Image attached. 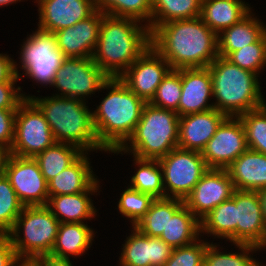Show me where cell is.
Listing matches in <instances>:
<instances>
[{
    "instance_id": "36",
    "label": "cell",
    "mask_w": 266,
    "mask_h": 266,
    "mask_svg": "<svg viewBox=\"0 0 266 266\" xmlns=\"http://www.w3.org/2000/svg\"><path fill=\"white\" fill-rule=\"evenodd\" d=\"M238 117L245 129L248 149L266 154V104Z\"/></svg>"
},
{
    "instance_id": "27",
    "label": "cell",
    "mask_w": 266,
    "mask_h": 266,
    "mask_svg": "<svg viewBox=\"0 0 266 266\" xmlns=\"http://www.w3.org/2000/svg\"><path fill=\"white\" fill-rule=\"evenodd\" d=\"M94 231L85 223H60L55 244L49 255L60 258L81 256L92 245Z\"/></svg>"
},
{
    "instance_id": "32",
    "label": "cell",
    "mask_w": 266,
    "mask_h": 266,
    "mask_svg": "<svg viewBox=\"0 0 266 266\" xmlns=\"http://www.w3.org/2000/svg\"><path fill=\"white\" fill-rule=\"evenodd\" d=\"M183 205L184 200L181 199L156 198L134 227L147 236L160 237L168 225L169 216H173Z\"/></svg>"
},
{
    "instance_id": "9",
    "label": "cell",
    "mask_w": 266,
    "mask_h": 266,
    "mask_svg": "<svg viewBox=\"0 0 266 266\" xmlns=\"http://www.w3.org/2000/svg\"><path fill=\"white\" fill-rule=\"evenodd\" d=\"M55 142L43 113L30 99H24L16 109L14 138L8 153L34 158Z\"/></svg>"
},
{
    "instance_id": "16",
    "label": "cell",
    "mask_w": 266,
    "mask_h": 266,
    "mask_svg": "<svg viewBox=\"0 0 266 266\" xmlns=\"http://www.w3.org/2000/svg\"><path fill=\"white\" fill-rule=\"evenodd\" d=\"M103 15L104 13L97 9L88 18L54 33L57 47L65 58H92Z\"/></svg>"
},
{
    "instance_id": "25",
    "label": "cell",
    "mask_w": 266,
    "mask_h": 266,
    "mask_svg": "<svg viewBox=\"0 0 266 266\" xmlns=\"http://www.w3.org/2000/svg\"><path fill=\"white\" fill-rule=\"evenodd\" d=\"M250 11L238 23L222 30L218 35V54L228 57L233 51L256 42L265 32L266 26Z\"/></svg>"
},
{
    "instance_id": "23",
    "label": "cell",
    "mask_w": 266,
    "mask_h": 266,
    "mask_svg": "<svg viewBox=\"0 0 266 266\" xmlns=\"http://www.w3.org/2000/svg\"><path fill=\"white\" fill-rule=\"evenodd\" d=\"M97 180L87 191L70 195L51 196L47 207L60 223H84L96 216L93 200L88 197L99 190Z\"/></svg>"
},
{
    "instance_id": "49",
    "label": "cell",
    "mask_w": 266,
    "mask_h": 266,
    "mask_svg": "<svg viewBox=\"0 0 266 266\" xmlns=\"http://www.w3.org/2000/svg\"><path fill=\"white\" fill-rule=\"evenodd\" d=\"M8 153L0 150V175L3 174V166Z\"/></svg>"
},
{
    "instance_id": "1",
    "label": "cell",
    "mask_w": 266,
    "mask_h": 266,
    "mask_svg": "<svg viewBox=\"0 0 266 266\" xmlns=\"http://www.w3.org/2000/svg\"><path fill=\"white\" fill-rule=\"evenodd\" d=\"M150 43L175 70L208 67L219 56L217 34L200 17L157 26Z\"/></svg>"
},
{
    "instance_id": "22",
    "label": "cell",
    "mask_w": 266,
    "mask_h": 266,
    "mask_svg": "<svg viewBox=\"0 0 266 266\" xmlns=\"http://www.w3.org/2000/svg\"><path fill=\"white\" fill-rule=\"evenodd\" d=\"M226 170L237 190L257 191L266 187V154L247 149Z\"/></svg>"
},
{
    "instance_id": "45",
    "label": "cell",
    "mask_w": 266,
    "mask_h": 266,
    "mask_svg": "<svg viewBox=\"0 0 266 266\" xmlns=\"http://www.w3.org/2000/svg\"><path fill=\"white\" fill-rule=\"evenodd\" d=\"M16 64L9 55L0 53V82L9 81L15 74L18 78L22 79Z\"/></svg>"
},
{
    "instance_id": "13",
    "label": "cell",
    "mask_w": 266,
    "mask_h": 266,
    "mask_svg": "<svg viewBox=\"0 0 266 266\" xmlns=\"http://www.w3.org/2000/svg\"><path fill=\"white\" fill-rule=\"evenodd\" d=\"M248 149L243 123L228 116L201 152L209 169H226Z\"/></svg>"
},
{
    "instance_id": "29",
    "label": "cell",
    "mask_w": 266,
    "mask_h": 266,
    "mask_svg": "<svg viewBox=\"0 0 266 266\" xmlns=\"http://www.w3.org/2000/svg\"><path fill=\"white\" fill-rule=\"evenodd\" d=\"M200 220L183 205L173 216H169L166 229L159 237L169 246L179 248L199 239Z\"/></svg>"
},
{
    "instance_id": "34",
    "label": "cell",
    "mask_w": 266,
    "mask_h": 266,
    "mask_svg": "<svg viewBox=\"0 0 266 266\" xmlns=\"http://www.w3.org/2000/svg\"><path fill=\"white\" fill-rule=\"evenodd\" d=\"M96 7L107 15L151 23L152 0H96Z\"/></svg>"
},
{
    "instance_id": "3",
    "label": "cell",
    "mask_w": 266,
    "mask_h": 266,
    "mask_svg": "<svg viewBox=\"0 0 266 266\" xmlns=\"http://www.w3.org/2000/svg\"><path fill=\"white\" fill-rule=\"evenodd\" d=\"M102 89L111 90L92 115L98 143L110 153L128 142L147 102L133 93L119 77L109 78Z\"/></svg>"
},
{
    "instance_id": "7",
    "label": "cell",
    "mask_w": 266,
    "mask_h": 266,
    "mask_svg": "<svg viewBox=\"0 0 266 266\" xmlns=\"http://www.w3.org/2000/svg\"><path fill=\"white\" fill-rule=\"evenodd\" d=\"M59 225L60 222L47 206H24L7 235L20 260H34L51 253ZM20 231L24 233L23 238Z\"/></svg>"
},
{
    "instance_id": "24",
    "label": "cell",
    "mask_w": 266,
    "mask_h": 266,
    "mask_svg": "<svg viewBox=\"0 0 266 266\" xmlns=\"http://www.w3.org/2000/svg\"><path fill=\"white\" fill-rule=\"evenodd\" d=\"M89 158L84 152L72 165L48 182L49 198L87 191L96 181Z\"/></svg>"
},
{
    "instance_id": "6",
    "label": "cell",
    "mask_w": 266,
    "mask_h": 266,
    "mask_svg": "<svg viewBox=\"0 0 266 266\" xmlns=\"http://www.w3.org/2000/svg\"><path fill=\"white\" fill-rule=\"evenodd\" d=\"M178 140V113L147 103L129 142L112 153L130 151L139 159L159 160L178 147Z\"/></svg>"
},
{
    "instance_id": "15",
    "label": "cell",
    "mask_w": 266,
    "mask_h": 266,
    "mask_svg": "<svg viewBox=\"0 0 266 266\" xmlns=\"http://www.w3.org/2000/svg\"><path fill=\"white\" fill-rule=\"evenodd\" d=\"M234 191L226 169H208L185 198L184 205L201 220L216 206L230 199Z\"/></svg>"
},
{
    "instance_id": "48",
    "label": "cell",
    "mask_w": 266,
    "mask_h": 266,
    "mask_svg": "<svg viewBox=\"0 0 266 266\" xmlns=\"http://www.w3.org/2000/svg\"><path fill=\"white\" fill-rule=\"evenodd\" d=\"M15 266H40V265L35 260L32 259H21L16 263Z\"/></svg>"
},
{
    "instance_id": "43",
    "label": "cell",
    "mask_w": 266,
    "mask_h": 266,
    "mask_svg": "<svg viewBox=\"0 0 266 266\" xmlns=\"http://www.w3.org/2000/svg\"><path fill=\"white\" fill-rule=\"evenodd\" d=\"M16 109H0V150L9 152L14 138Z\"/></svg>"
},
{
    "instance_id": "47",
    "label": "cell",
    "mask_w": 266,
    "mask_h": 266,
    "mask_svg": "<svg viewBox=\"0 0 266 266\" xmlns=\"http://www.w3.org/2000/svg\"><path fill=\"white\" fill-rule=\"evenodd\" d=\"M259 201H260V206H261V212L264 218V221L266 222V187L261 188L256 191Z\"/></svg>"
},
{
    "instance_id": "39",
    "label": "cell",
    "mask_w": 266,
    "mask_h": 266,
    "mask_svg": "<svg viewBox=\"0 0 266 266\" xmlns=\"http://www.w3.org/2000/svg\"><path fill=\"white\" fill-rule=\"evenodd\" d=\"M181 91V69H171L162 79L155 96L149 103L152 106L178 113Z\"/></svg>"
},
{
    "instance_id": "37",
    "label": "cell",
    "mask_w": 266,
    "mask_h": 266,
    "mask_svg": "<svg viewBox=\"0 0 266 266\" xmlns=\"http://www.w3.org/2000/svg\"><path fill=\"white\" fill-rule=\"evenodd\" d=\"M24 205L7 177L0 175V234H8L13 228L16 219L22 212Z\"/></svg>"
},
{
    "instance_id": "40",
    "label": "cell",
    "mask_w": 266,
    "mask_h": 266,
    "mask_svg": "<svg viewBox=\"0 0 266 266\" xmlns=\"http://www.w3.org/2000/svg\"><path fill=\"white\" fill-rule=\"evenodd\" d=\"M118 202V210L122 216L130 219L132 227L148 212L155 198L147 193H142L128 186Z\"/></svg>"
},
{
    "instance_id": "35",
    "label": "cell",
    "mask_w": 266,
    "mask_h": 266,
    "mask_svg": "<svg viewBox=\"0 0 266 266\" xmlns=\"http://www.w3.org/2000/svg\"><path fill=\"white\" fill-rule=\"evenodd\" d=\"M241 253H223L218 251L217 245L210 244L207 246L203 266H262L259 261H256L249 254L250 252L259 250L256 246L247 244H234ZM249 255V256H248ZM264 266V265H263Z\"/></svg>"
},
{
    "instance_id": "30",
    "label": "cell",
    "mask_w": 266,
    "mask_h": 266,
    "mask_svg": "<svg viewBox=\"0 0 266 266\" xmlns=\"http://www.w3.org/2000/svg\"><path fill=\"white\" fill-rule=\"evenodd\" d=\"M84 152L76 145L55 142L43 152L37 154V161L42 175L49 182L57 174L72 165Z\"/></svg>"
},
{
    "instance_id": "28",
    "label": "cell",
    "mask_w": 266,
    "mask_h": 266,
    "mask_svg": "<svg viewBox=\"0 0 266 266\" xmlns=\"http://www.w3.org/2000/svg\"><path fill=\"white\" fill-rule=\"evenodd\" d=\"M236 189L230 199L216 206L200 220V233H208L236 244Z\"/></svg>"
},
{
    "instance_id": "31",
    "label": "cell",
    "mask_w": 266,
    "mask_h": 266,
    "mask_svg": "<svg viewBox=\"0 0 266 266\" xmlns=\"http://www.w3.org/2000/svg\"><path fill=\"white\" fill-rule=\"evenodd\" d=\"M202 0H152L150 33L162 24L173 20L200 17Z\"/></svg>"
},
{
    "instance_id": "42",
    "label": "cell",
    "mask_w": 266,
    "mask_h": 266,
    "mask_svg": "<svg viewBox=\"0 0 266 266\" xmlns=\"http://www.w3.org/2000/svg\"><path fill=\"white\" fill-rule=\"evenodd\" d=\"M17 80L19 78L15 74L9 81L0 82V109H17L24 99H28L20 92V87H14Z\"/></svg>"
},
{
    "instance_id": "50",
    "label": "cell",
    "mask_w": 266,
    "mask_h": 266,
    "mask_svg": "<svg viewBox=\"0 0 266 266\" xmlns=\"http://www.w3.org/2000/svg\"><path fill=\"white\" fill-rule=\"evenodd\" d=\"M256 247L259 250H261L262 248L264 249L266 247V222H265V230H264L263 237H262L260 243Z\"/></svg>"
},
{
    "instance_id": "5",
    "label": "cell",
    "mask_w": 266,
    "mask_h": 266,
    "mask_svg": "<svg viewBox=\"0 0 266 266\" xmlns=\"http://www.w3.org/2000/svg\"><path fill=\"white\" fill-rule=\"evenodd\" d=\"M214 108L230 117H238L266 104L258 76L218 56L209 66Z\"/></svg>"
},
{
    "instance_id": "41",
    "label": "cell",
    "mask_w": 266,
    "mask_h": 266,
    "mask_svg": "<svg viewBox=\"0 0 266 266\" xmlns=\"http://www.w3.org/2000/svg\"><path fill=\"white\" fill-rule=\"evenodd\" d=\"M196 240L192 244L174 248L163 266H203L204 254L209 243Z\"/></svg>"
},
{
    "instance_id": "8",
    "label": "cell",
    "mask_w": 266,
    "mask_h": 266,
    "mask_svg": "<svg viewBox=\"0 0 266 266\" xmlns=\"http://www.w3.org/2000/svg\"><path fill=\"white\" fill-rule=\"evenodd\" d=\"M158 161L162 169L165 198L185 200L209 169L200 152L178 147Z\"/></svg>"
},
{
    "instance_id": "2",
    "label": "cell",
    "mask_w": 266,
    "mask_h": 266,
    "mask_svg": "<svg viewBox=\"0 0 266 266\" xmlns=\"http://www.w3.org/2000/svg\"><path fill=\"white\" fill-rule=\"evenodd\" d=\"M138 23L129 17L103 15L92 59L109 78L119 77L151 45L148 26Z\"/></svg>"
},
{
    "instance_id": "18",
    "label": "cell",
    "mask_w": 266,
    "mask_h": 266,
    "mask_svg": "<svg viewBox=\"0 0 266 266\" xmlns=\"http://www.w3.org/2000/svg\"><path fill=\"white\" fill-rule=\"evenodd\" d=\"M120 255V266H163L173 248L159 237H150L133 226Z\"/></svg>"
},
{
    "instance_id": "33",
    "label": "cell",
    "mask_w": 266,
    "mask_h": 266,
    "mask_svg": "<svg viewBox=\"0 0 266 266\" xmlns=\"http://www.w3.org/2000/svg\"><path fill=\"white\" fill-rule=\"evenodd\" d=\"M138 170L131 177L130 187L156 198H165L162 169L158 160L134 157Z\"/></svg>"
},
{
    "instance_id": "51",
    "label": "cell",
    "mask_w": 266,
    "mask_h": 266,
    "mask_svg": "<svg viewBox=\"0 0 266 266\" xmlns=\"http://www.w3.org/2000/svg\"><path fill=\"white\" fill-rule=\"evenodd\" d=\"M16 1L20 2L21 0H0V7L3 6V5H7L8 6V4L16 3Z\"/></svg>"
},
{
    "instance_id": "26",
    "label": "cell",
    "mask_w": 266,
    "mask_h": 266,
    "mask_svg": "<svg viewBox=\"0 0 266 266\" xmlns=\"http://www.w3.org/2000/svg\"><path fill=\"white\" fill-rule=\"evenodd\" d=\"M250 11L248 4L241 0H202L200 18L218 35L238 23Z\"/></svg>"
},
{
    "instance_id": "10",
    "label": "cell",
    "mask_w": 266,
    "mask_h": 266,
    "mask_svg": "<svg viewBox=\"0 0 266 266\" xmlns=\"http://www.w3.org/2000/svg\"><path fill=\"white\" fill-rule=\"evenodd\" d=\"M65 56L57 47L56 35L37 29L23 43L20 52L21 69L24 75L44 85L53 84L57 70Z\"/></svg>"
},
{
    "instance_id": "11",
    "label": "cell",
    "mask_w": 266,
    "mask_h": 266,
    "mask_svg": "<svg viewBox=\"0 0 266 266\" xmlns=\"http://www.w3.org/2000/svg\"><path fill=\"white\" fill-rule=\"evenodd\" d=\"M109 77L92 58H65L57 70L52 86L61 93L57 96L77 98L100 91Z\"/></svg>"
},
{
    "instance_id": "4",
    "label": "cell",
    "mask_w": 266,
    "mask_h": 266,
    "mask_svg": "<svg viewBox=\"0 0 266 266\" xmlns=\"http://www.w3.org/2000/svg\"><path fill=\"white\" fill-rule=\"evenodd\" d=\"M28 99L43 113L56 142L76 145L86 153L105 151L98 143L93 115L85 101L57 95L44 98L29 95Z\"/></svg>"
},
{
    "instance_id": "17",
    "label": "cell",
    "mask_w": 266,
    "mask_h": 266,
    "mask_svg": "<svg viewBox=\"0 0 266 266\" xmlns=\"http://www.w3.org/2000/svg\"><path fill=\"white\" fill-rule=\"evenodd\" d=\"M38 3V28L55 33L71 27L91 16L96 10V0H36Z\"/></svg>"
},
{
    "instance_id": "20",
    "label": "cell",
    "mask_w": 266,
    "mask_h": 266,
    "mask_svg": "<svg viewBox=\"0 0 266 266\" xmlns=\"http://www.w3.org/2000/svg\"><path fill=\"white\" fill-rule=\"evenodd\" d=\"M227 117L215 108L179 117L178 148L201 153Z\"/></svg>"
},
{
    "instance_id": "46",
    "label": "cell",
    "mask_w": 266,
    "mask_h": 266,
    "mask_svg": "<svg viewBox=\"0 0 266 266\" xmlns=\"http://www.w3.org/2000/svg\"><path fill=\"white\" fill-rule=\"evenodd\" d=\"M40 266H73L69 258L42 255L34 259Z\"/></svg>"
},
{
    "instance_id": "12",
    "label": "cell",
    "mask_w": 266,
    "mask_h": 266,
    "mask_svg": "<svg viewBox=\"0 0 266 266\" xmlns=\"http://www.w3.org/2000/svg\"><path fill=\"white\" fill-rule=\"evenodd\" d=\"M3 173L24 206H47L48 182L34 158L19 157L8 153Z\"/></svg>"
},
{
    "instance_id": "38",
    "label": "cell",
    "mask_w": 266,
    "mask_h": 266,
    "mask_svg": "<svg viewBox=\"0 0 266 266\" xmlns=\"http://www.w3.org/2000/svg\"><path fill=\"white\" fill-rule=\"evenodd\" d=\"M227 59L240 68L259 75L260 70L266 66V32L256 42L233 51Z\"/></svg>"
},
{
    "instance_id": "21",
    "label": "cell",
    "mask_w": 266,
    "mask_h": 266,
    "mask_svg": "<svg viewBox=\"0 0 266 266\" xmlns=\"http://www.w3.org/2000/svg\"><path fill=\"white\" fill-rule=\"evenodd\" d=\"M236 207V244L257 246L265 230L257 192L236 189Z\"/></svg>"
},
{
    "instance_id": "44",
    "label": "cell",
    "mask_w": 266,
    "mask_h": 266,
    "mask_svg": "<svg viewBox=\"0 0 266 266\" xmlns=\"http://www.w3.org/2000/svg\"><path fill=\"white\" fill-rule=\"evenodd\" d=\"M19 260L9 236L0 234V266H15Z\"/></svg>"
},
{
    "instance_id": "14",
    "label": "cell",
    "mask_w": 266,
    "mask_h": 266,
    "mask_svg": "<svg viewBox=\"0 0 266 266\" xmlns=\"http://www.w3.org/2000/svg\"><path fill=\"white\" fill-rule=\"evenodd\" d=\"M170 70L169 62L150 45L119 79L133 93L149 103Z\"/></svg>"
},
{
    "instance_id": "19",
    "label": "cell",
    "mask_w": 266,
    "mask_h": 266,
    "mask_svg": "<svg viewBox=\"0 0 266 266\" xmlns=\"http://www.w3.org/2000/svg\"><path fill=\"white\" fill-rule=\"evenodd\" d=\"M181 87L179 117L214 108L213 103L208 104L213 96L212 77L208 67L181 69Z\"/></svg>"
}]
</instances>
